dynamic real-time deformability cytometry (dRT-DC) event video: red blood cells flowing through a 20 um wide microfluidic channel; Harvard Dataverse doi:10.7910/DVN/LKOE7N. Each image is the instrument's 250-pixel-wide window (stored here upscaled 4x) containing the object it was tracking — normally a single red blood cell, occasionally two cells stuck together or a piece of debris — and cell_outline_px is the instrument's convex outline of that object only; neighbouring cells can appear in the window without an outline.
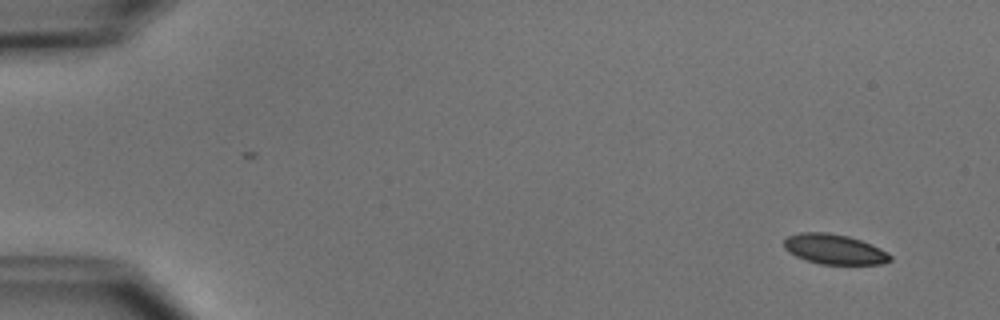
{"species": "common noctule bat (a hibernating species)", "species_latin": "Nyctalus noctula", "temperature_condition": "cold", "stored_images_in_passage": 4, "camera_frame_rate_fps": 3000, "um_per_image_px": 0.085, "animal": {"sex": "male", "body_mass_g": 15.6}, "frame": {"image": 1, "passage_image": 1, "time_ms": 0.0, "image_size_px": [1000, 320], "cell_outline_px": [[892, 260], [880, 264], [820, 264], [796, 256], [788, 252], [784, 248], [784, 240], [788, 236], [800, 232], [828, 232], [848, 236], [872, 244], [888, 252], [892, 256]], "centroid_in_image_um": [70.93, 21.18], "position_along_channel_um": 14.1, "area_um2": 18.61}}
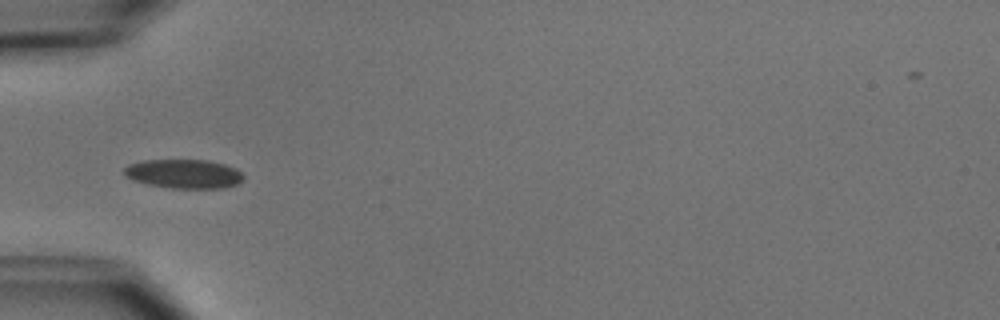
{"frame": {"image": 2, "passage_image": 4, "time_ms": 4.667, "image_size_px": [1000, 320], "cell_outline_px": [[244, 180], [236, 184], [224, 188], [172, 188], [148, 184], [132, 180], [124, 176], [124, 168], [128, 164], [144, 160], [208, 160], [224, 164], [236, 168], [244, 176]], "centroid_in_image_um": [15.62, 14.77], "position_along_channel_um": 69.4, "area_um2": 20.29}}